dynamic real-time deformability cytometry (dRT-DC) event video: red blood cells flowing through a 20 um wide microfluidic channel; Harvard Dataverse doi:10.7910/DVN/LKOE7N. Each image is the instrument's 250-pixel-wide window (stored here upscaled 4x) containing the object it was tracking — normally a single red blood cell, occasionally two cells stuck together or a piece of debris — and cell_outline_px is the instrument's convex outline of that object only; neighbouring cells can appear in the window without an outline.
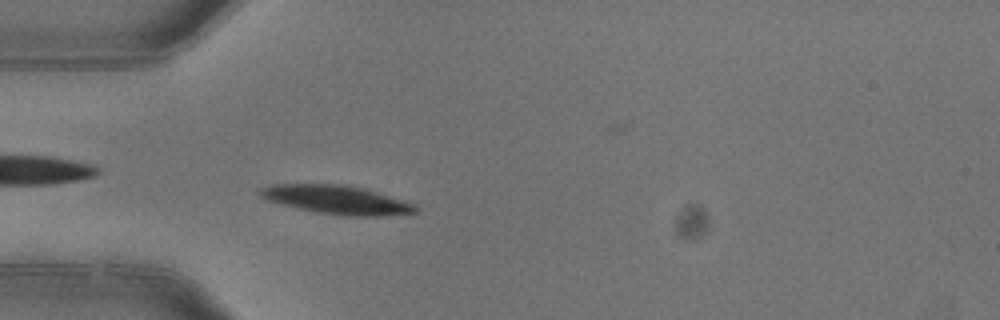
{"species": "common noctule bat (a hibernating species)", "species_latin": "Nyctalus noctula", "temperature_condition": "warm", "stored_images_in_passage": 4, "camera_frame_rate_fps": 3000, "um_per_image_px": 0.085, "animal": {"sex": "female"}, "frame": {"image": 1, "passage_image": 4, "time_ms": 1.0, "image_size_px": [1000, 320], "cell_outline_px": [[420, 212], [384, 216], [344, 216], [316, 212], [296, 208], [268, 200], [260, 196], [256, 192], [260, 188], [272, 184], [340, 184], [360, 188], [376, 192], [416, 204], [420, 208]], "centroid_in_image_um": [28.63, 16.99], "position_along_channel_um": 56.4, "area_um2": 26.01}}